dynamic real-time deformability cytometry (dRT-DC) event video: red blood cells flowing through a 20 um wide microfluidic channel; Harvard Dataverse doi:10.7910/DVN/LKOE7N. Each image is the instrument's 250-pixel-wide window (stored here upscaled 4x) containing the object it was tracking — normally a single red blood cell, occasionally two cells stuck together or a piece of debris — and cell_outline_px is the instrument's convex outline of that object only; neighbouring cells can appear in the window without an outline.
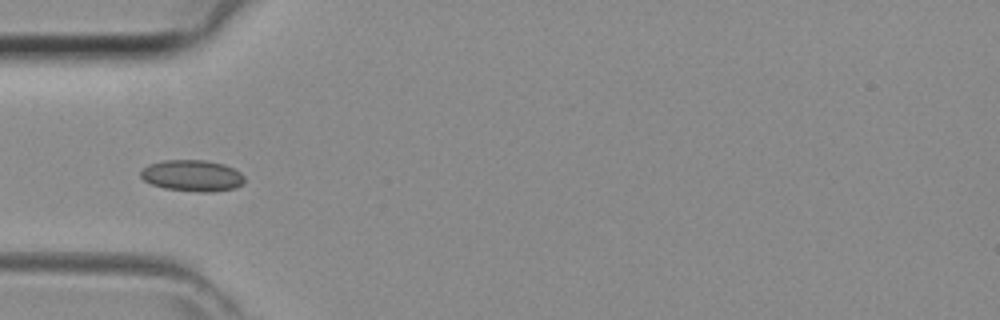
{"species": "common noctule bat (a hibernating species)", "species_latin": "Nyctalus noctula", "temperature_condition": "room temperature", "stored_images_in_passage": 21, "camera_frame_rate_fps": 3000, "um_per_image_px": 0.085, "animal": {"sex": "female", "body_mass_g": 29.2, "forearm_length_mm": 56.3}, "frame": {"image": 1, "passage_image": 1, "time_ms": 0.0, "image_size_px": [1000, 320], "cell_outline_px": [[244, 184], [236, 188], [212, 192], [200, 192], [164, 188], [152, 184], [144, 180], [140, 176], [140, 172], [148, 164], [164, 160], [204, 160], [224, 164], [240, 172], [244, 176]], "centroid_in_image_um": [16.36, 14.93], "position_along_channel_um": 68.6, "area_um2": 19.02}}
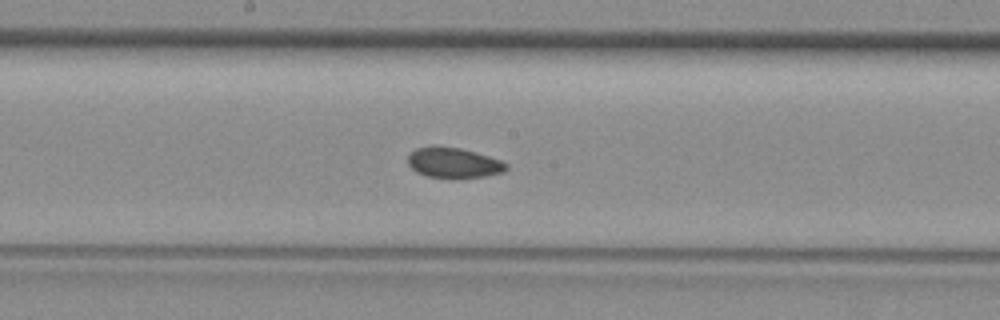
{"frame": {"image": 2, "passage_image": 10, "time_ms": 3.0, "image_size_px": [1000, 320], "cell_outline_px": [[508, 168], [504, 172], [484, 176], [456, 180], [428, 176], [416, 172], [408, 164], [408, 156], [416, 148], [460, 148], [476, 152], [500, 160], [508, 164]], "centroid_in_image_um": [38.6, 13.89], "position_along_channel_um": 209.6, "area_um2": 17.28}}
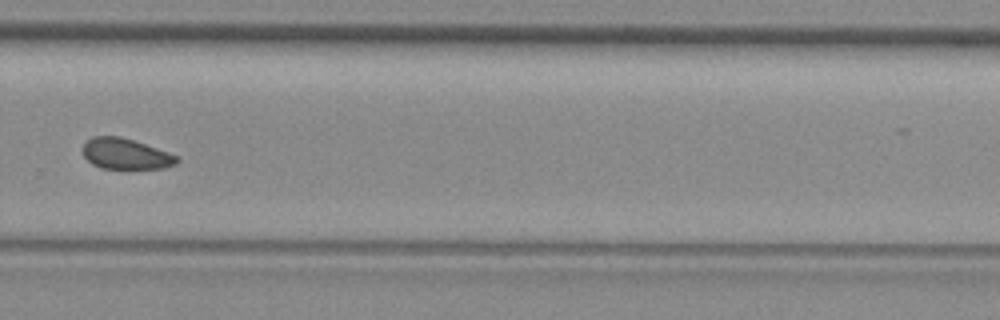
{"frame": {"image": 3, "passage_image": 17, "time_ms": 5.333, "image_size_px": [1000, 320], "cell_outline_px": [[180, 160], [176, 164], [164, 168], [100, 168], [92, 164], [84, 156], [84, 144], [92, 136], [120, 136], [180, 156]], "centroid_in_image_um": [10.71, 13.08], "position_along_channel_um": 319.1, "area_um2": 16.7}}